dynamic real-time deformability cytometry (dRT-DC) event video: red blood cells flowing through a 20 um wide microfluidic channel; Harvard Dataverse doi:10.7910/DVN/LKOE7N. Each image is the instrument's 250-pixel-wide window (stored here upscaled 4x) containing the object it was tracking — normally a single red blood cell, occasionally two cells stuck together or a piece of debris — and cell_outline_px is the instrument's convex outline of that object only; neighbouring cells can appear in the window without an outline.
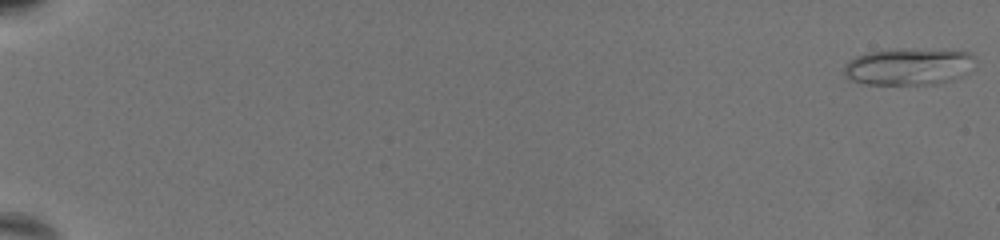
{"species": "common noctule bat (a hibernating species)", "species_latin": "Nyctalus noctula", "temperature_condition": "warm", "stored_images_in_passage": 67, "camera_frame_rate_fps": 3000, "um_per_image_px": 0.085, "animal": {"sex": "female", "body_mass_g": 19.5, "forearm_length_mm": 54.1}, "frame": {"image": 1, "passage_image": 1, "time_ms": 0.0, "image_size_px": [1000, 240], "cell_outline_px": [[976, 68], [952, 80], [936, 84], [860, 84], [848, 80], [844, 76], [844, 68], [848, 60], [856, 56], [868, 52], [904, 48], [916, 48], [968, 52], [976, 56]], "centroid_in_image_um": [77.25, 5.66], "position_along_channel_um": 7.7, "area_um2": 28.84}}
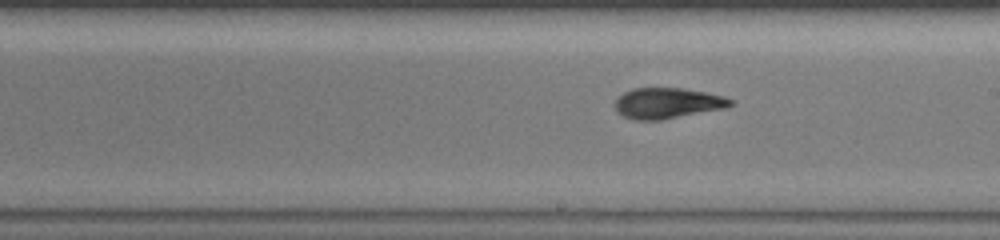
{"frame": {"image": 2, "passage_image": 43, "time_ms": 14.0, "image_size_px": [1000, 240], "cell_outline_px": [[736, 104], [728, 108], [660, 120], [632, 120], [616, 112], [616, 100], [624, 92], [632, 88], [680, 88], [708, 92], [724, 96], [736, 100]], "centroid_in_image_um": [56.81, 8.77], "position_along_channel_um": 232.2, "area_um2": 20.98}}
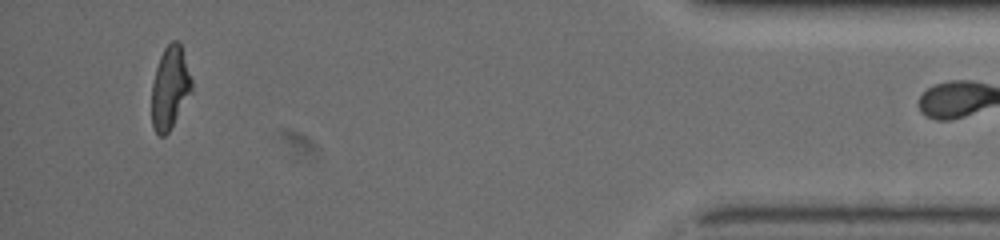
{"frame": {"image": 3, "passage_image": 66, "time_ms": 21.667, "image_size_px": [1000, 240], "cell_outline_px": [[192, 92], [168, 132], [164, 136], [160, 136], [156, 132], [152, 124], [152, 84], [156, 68], [160, 56], [164, 48], [172, 40], [176, 40], [180, 44], [192, 80]], "centroid_in_image_um": [14.44, 7.45], "position_along_channel_um": 420.8, "area_um2": 19.02}}